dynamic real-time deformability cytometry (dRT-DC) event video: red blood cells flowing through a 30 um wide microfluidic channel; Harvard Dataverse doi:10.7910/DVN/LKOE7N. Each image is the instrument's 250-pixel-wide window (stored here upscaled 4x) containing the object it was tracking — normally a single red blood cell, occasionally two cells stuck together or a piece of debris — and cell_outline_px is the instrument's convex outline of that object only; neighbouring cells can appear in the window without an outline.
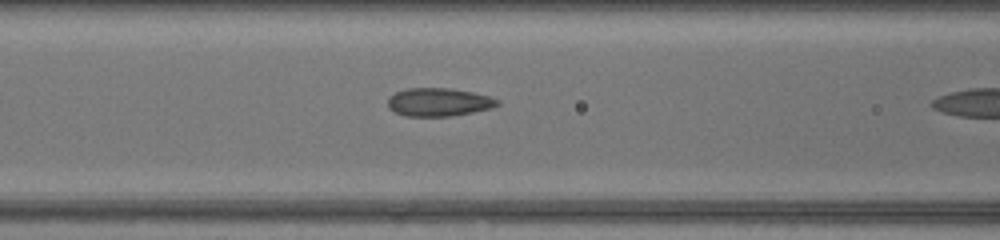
{"species": "common noctule bat (a hibernating species)", "species_latin": "Nyctalus noctula", "temperature_condition": "warm", "stored_images_in_passage": 7, "camera_frame_rate_fps": 3000, "um_per_image_px": 0.085, "animal": {"sex": "female", "body_mass_g": 17.0, "forearm_length_mm": 48.0}, "frame": {"image": 1, "passage_image": 6, "time_ms": 1.667, "image_size_px": [1000, 240], "cell_outline_px": [[500, 104], [492, 108], [472, 112], [448, 116], [404, 116], [388, 108], [388, 100], [396, 92], [408, 88], [448, 88], [472, 92], [488, 96], [500, 100]], "centroid_in_image_um": [37.3, 8.68], "position_along_channel_um": 129.3, "area_um2": 17.86}}